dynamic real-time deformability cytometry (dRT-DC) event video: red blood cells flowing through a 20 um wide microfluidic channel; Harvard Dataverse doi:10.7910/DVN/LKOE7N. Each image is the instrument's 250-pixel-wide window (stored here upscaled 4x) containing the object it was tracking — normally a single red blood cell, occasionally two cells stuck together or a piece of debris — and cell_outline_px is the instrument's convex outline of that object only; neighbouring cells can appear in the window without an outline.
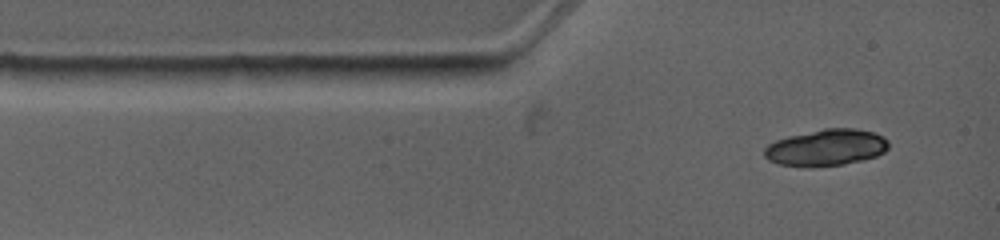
{"species": "common noctule bat (a hibernating species)", "species_latin": "Nyctalus noctula", "temperature_condition": "warm", "stored_images_in_passage": 2, "camera_frame_rate_fps": 4500, "um_per_image_px": 0.085, "animal": {"sex": "female", "body_mass_g": 19.0, "forearm_length_mm": 53.3}, "frame": {"image": 1, "passage_image": 1, "time_ms": 0.0, "image_size_px": [1000, 240], "cell_outline_px": [[888, 148], [884, 152], [876, 156], [864, 160], [844, 164], [808, 168], [776, 164], [768, 160], [764, 156], [764, 148], [768, 144], [776, 140], [788, 136], [824, 128], [856, 128], [872, 132], [888, 140]], "centroid_in_image_um": [70.19, 12.56], "position_along_channel_um": 14.8, "area_um2": 26.76}}